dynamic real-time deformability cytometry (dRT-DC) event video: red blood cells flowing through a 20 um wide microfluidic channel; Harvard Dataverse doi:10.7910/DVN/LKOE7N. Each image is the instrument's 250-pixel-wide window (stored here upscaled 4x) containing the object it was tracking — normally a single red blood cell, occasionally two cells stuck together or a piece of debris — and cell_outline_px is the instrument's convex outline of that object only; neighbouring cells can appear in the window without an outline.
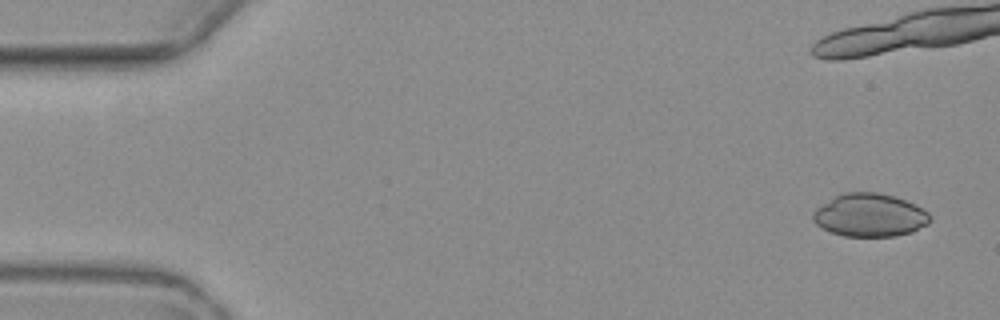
{"species": "common noctule bat (a hibernating species)", "species_latin": "Nyctalus noctula", "temperature_condition": "warm", "stored_images_in_passage": 5, "camera_frame_rate_fps": 3000, "um_per_image_px": 0.085, "animal": {"sex": "female", "body_mass_g": 19.3, "forearm_length_mm": 54.1}, "frame": {"image": 1, "passage_image": 5, "time_ms": 8.333, "image_size_px": [1000, 320], "cell_outline_px": [[932, 220], [928, 224], [912, 232], [896, 236], [844, 236], [832, 232], [816, 224], [812, 220], [812, 212], [816, 208], [836, 196], [844, 192], [876, 192], [892, 196], [916, 204], [928, 212], [932, 216]], "centroid_in_image_um": [73.96, 18.29], "position_along_channel_um": 11.0, "area_um2": 29.36}}